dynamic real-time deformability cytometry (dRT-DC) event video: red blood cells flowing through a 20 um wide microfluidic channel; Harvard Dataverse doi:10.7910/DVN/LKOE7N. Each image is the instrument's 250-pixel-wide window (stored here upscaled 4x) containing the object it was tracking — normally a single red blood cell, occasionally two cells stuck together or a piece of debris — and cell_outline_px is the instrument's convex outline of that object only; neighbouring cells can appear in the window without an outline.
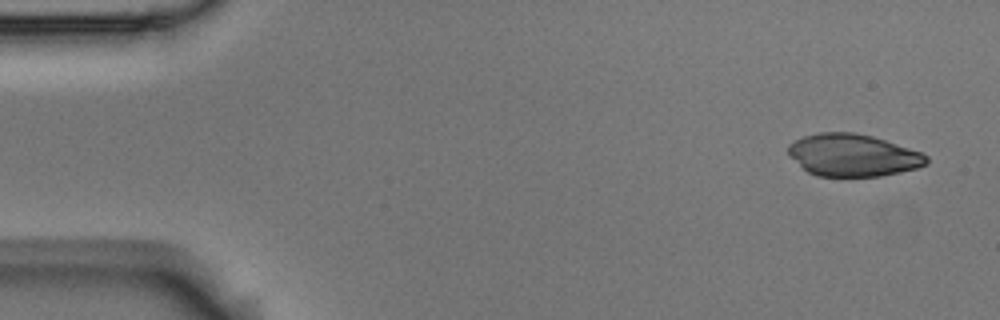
{"species": "Egyptian fruit bat (a non-hibernating species)", "species_latin": "Rousettus aegyptiacus", "temperature_condition": "room temperature", "stored_images_in_passage": 3, "camera_frame_rate_fps": 3000, "um_per_image_px": 0.085, "animal": {"sex": "male"}, "frame": {"image": 1, "passage_image": 1, "time_ms": 0.0, "image_size_px": [1000, 320], "cell_outline_px": [[928, 164], [916, 168], [900, 172], [880, 176], [816, 176], [808, 172], [788, 152], [788, 144], [804, 136], [820, 132], [856, 132], [872, 136], [920, 152], [928, 156]], "centroid_in_image_um": [72.51, 13.19], "position_along_channel_um": 12.5, "area_um2": 33.7}}